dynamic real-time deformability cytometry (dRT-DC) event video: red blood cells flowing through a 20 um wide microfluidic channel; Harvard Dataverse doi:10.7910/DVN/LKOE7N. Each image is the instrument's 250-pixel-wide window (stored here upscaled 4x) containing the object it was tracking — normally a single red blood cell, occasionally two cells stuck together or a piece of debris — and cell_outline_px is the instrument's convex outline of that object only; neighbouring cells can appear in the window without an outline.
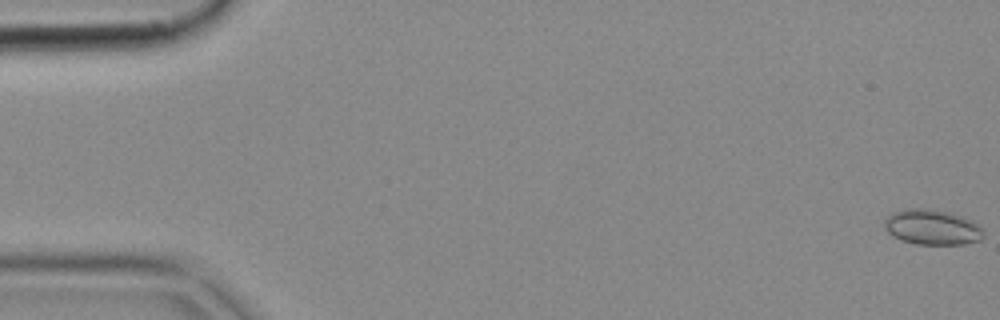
{"species": "common noctule bat (a hibernating species)", "species_latin": "Nyctalus noctula", "temperature_condition": "cold", "stored_images_in_passage": 52, "camera_frame_rate_fps": 3000, "um_per_image_px": 0.085, "animal": {"sex": "female", "body_mass_g": 18.4}, "frame": {"image": 1, "passage_image": 1, "time_ms": 0.0, "image_size_px": [1000, 320], "cell_outline_px": [[984, 236], [980, 240], [964, 244], [916, 244], [900, 240], [892, 236], [884, 228], [884, 220], [892, 212], [912, 208], [924, 208], [944, 212], [972, 220], [980, 224], [984, 232]], "centroid_in_image_um": [79.23, 19.33], "position_along_channel_um": 5.8, "area_um2": 20.29}}
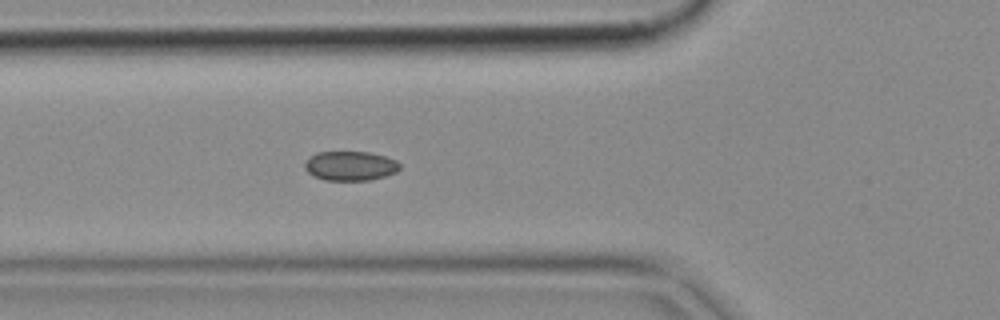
{"frame": {"image": 2, "passage_image": 19, "time_ms": 6.0, "image_size_px": [1000, 320], "cell_outline_px": [[400, 168], [396, 172], [384, 176], [368, 180], [324, 180], [312, 176], [304, 168], [304, 164], [316, 152], [368, 152], [384, 156], [396, 160], [400, 164]], "centroid_in_image_um": [29.77, 14.1], "position_along_channel_um": 96.0, "area_um2": 16.18}}
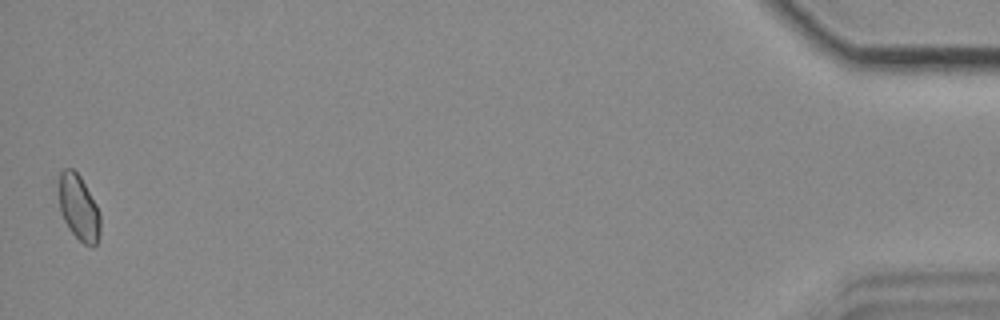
{"frame": {"image": 3, "passage_image": 52, "time_ms": 17.0, "image_size_px": [1000, 320], "cell_outline_px": [[100, 232], [96, 244], [92, 248], [84, 244], [68, 228], [60, 212], [60, 172], [64, 168], [72, 168], [80, 176], [96, 204], [100, 212]], "centroid_in_image_um": [6.71, 17.68], "position_along_channel_um": 428.5, "area_um2": 15.66}}